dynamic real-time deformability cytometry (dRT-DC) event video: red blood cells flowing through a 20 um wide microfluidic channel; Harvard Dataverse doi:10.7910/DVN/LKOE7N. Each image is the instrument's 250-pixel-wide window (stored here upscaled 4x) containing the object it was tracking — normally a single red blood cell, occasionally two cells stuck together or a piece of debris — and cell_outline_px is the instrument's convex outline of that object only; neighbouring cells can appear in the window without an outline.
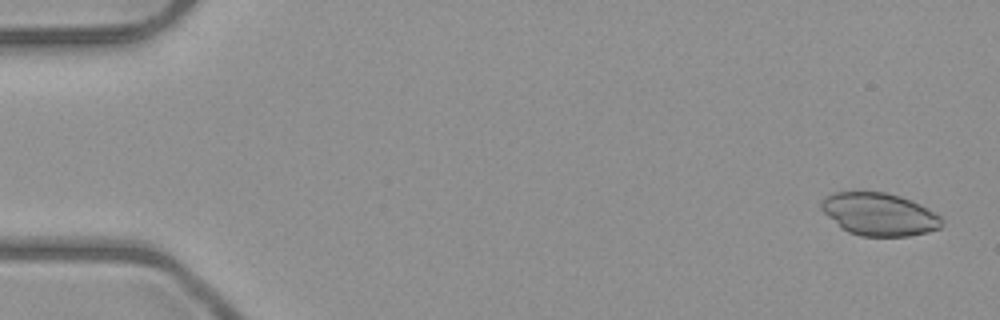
{"species": "common noctule bat (a hibernating species)", "species_latin": "Nyctalus noctula", "temperature_condition": "room temperature", "stored_images_in_passage": 4, "camera_frame_rate_fps": 3000, "um_per_image_px": 0.085, "animal": {"sex": "male", "body_mass_g": 23.1, "forearm_length_mm": 52.7}, "frame": {"image": 1, "passage_image": 1, "time_ms": 0.0, "image_size_px": [1000, 320], "cell_outline_px": [[944, 224], [940, 228], [928, 232], [908, 236], [860, 236], [848, 232], [840, 228], [820, 208], [820, 204], [828, 196], [836, 192], [888, 192], [900, 196], [920, 204], [928, 208], [940, 216], [944, 220]], "centroid_in_image_um": [74.77, 18.22], "position_along_channel_um": 10.2, "area_um2": 30.0}}